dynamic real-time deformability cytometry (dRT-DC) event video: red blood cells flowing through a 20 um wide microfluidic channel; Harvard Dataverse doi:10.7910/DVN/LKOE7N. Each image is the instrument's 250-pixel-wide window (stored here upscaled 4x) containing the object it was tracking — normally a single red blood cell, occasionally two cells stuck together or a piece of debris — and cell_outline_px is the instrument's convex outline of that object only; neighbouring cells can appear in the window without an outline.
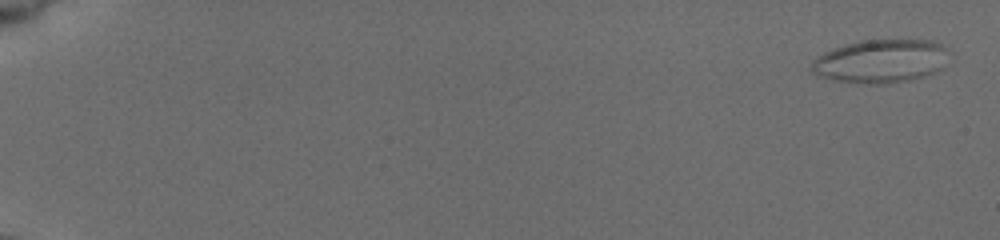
{"species": "common noctule bat (a hibernating species)", "species_latin": "Nyctalus noctula", "temperature_condition": "cold", "stored_images_in_passage": 16, "camera_frame_rate_fps": 3000, "um_per_image_px": 0.085, "animal": {"sex": "female", "body_mass_g": 19.5, "forearm_length_mm": 54.1}, "frame": {"image": 1, "passage_image": 2, "time_ms": 0.333, "image_size_px": [1000, 240], "cell_outline_px": [[944, 68], [936, 72], [924, 76], [908, 80], [884, 84], [864, 84], [836, 80], [820, 76], [812, 72], [812, 64], [824, 52], [860, 40], [932, 40], [940, 44], [944, 48]], "centroid_in_image_um": [74.87, 5.21], "position_along_channel_um": 10.1, "area_um2": 34.16}}